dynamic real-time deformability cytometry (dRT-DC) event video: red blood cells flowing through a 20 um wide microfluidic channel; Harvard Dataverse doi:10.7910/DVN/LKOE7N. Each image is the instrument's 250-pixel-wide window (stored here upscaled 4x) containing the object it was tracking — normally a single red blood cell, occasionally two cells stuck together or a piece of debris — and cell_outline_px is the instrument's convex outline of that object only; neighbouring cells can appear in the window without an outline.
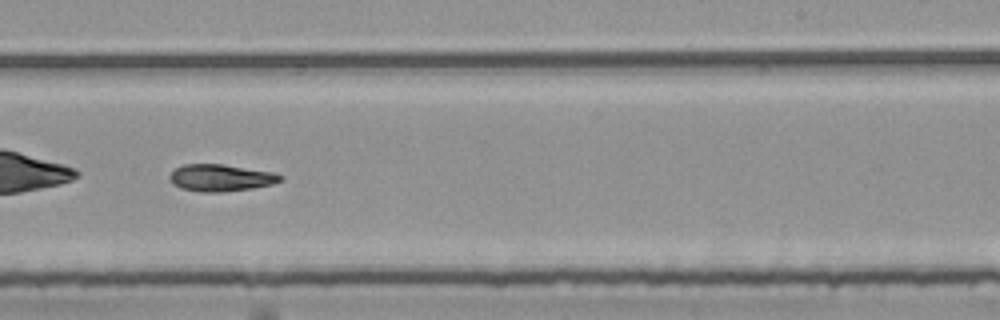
{"species": "common noctule bat (a hibernating species)", "species_latin": "Nyctalus noctula", "temperature_condition": "room temperature", "stored_images_in_passage": 46, "camera_frame_rate_fps": 3000, "um_per_image_px": 0.085, "animal": {"sex": "female", "body_mass_g": 25.1}, "frame": {"image": 1, "passage_image": 27, "time_ms": 8.667, "image_size_px": [1000, 320], "cell_outline_px": [[284, 176], [280, 180], [272, 184], [252, 188], [224, 192], [200, 192], [180, 188], [172, 184], [168, 176], [176, 168], [184, 164], [224, 164], [272, 172]], "centroid_in_image_um": [18.73, 15.11], "position_along_channel_um": 270.3, "area_um2": 17.4}}